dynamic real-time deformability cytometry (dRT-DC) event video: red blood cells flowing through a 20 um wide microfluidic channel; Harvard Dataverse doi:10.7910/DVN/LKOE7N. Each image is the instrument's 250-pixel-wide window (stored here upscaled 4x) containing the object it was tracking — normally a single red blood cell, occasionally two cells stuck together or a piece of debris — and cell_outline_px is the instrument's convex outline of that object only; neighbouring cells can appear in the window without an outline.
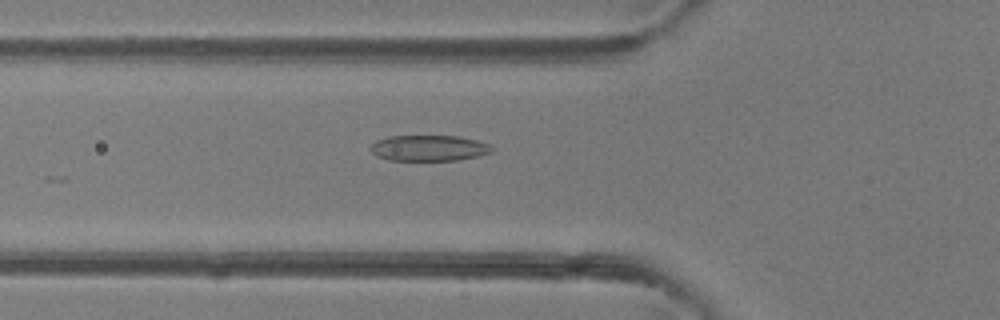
{"species": "common noctule bat (a hibernating species)", "species_latin": "Nyctalus noctula", "temperature_condition": "room temperature", "stored_images_in_passage": 39, "camera_frame_rate_fps": 3000, "um_per_image_px": 0.085, "animal": {"sex": "female"}, "frame": {"image": 1, "passage_image": 8, "time_ms": 2.333, "image_size_px": [1000, 320], "cell_outline_px": [[496, 148], [492, 152], [480, 156], [456, 160], [388, 160], [376, 156], [368, 148], [376, 140], [388, 136], [460, 136], [476, 140], [488, 144]], "centroid_in_image_um": [36.46, 12.58], "position_along_channel_um": 89.3, "area_um2": 18.44}}
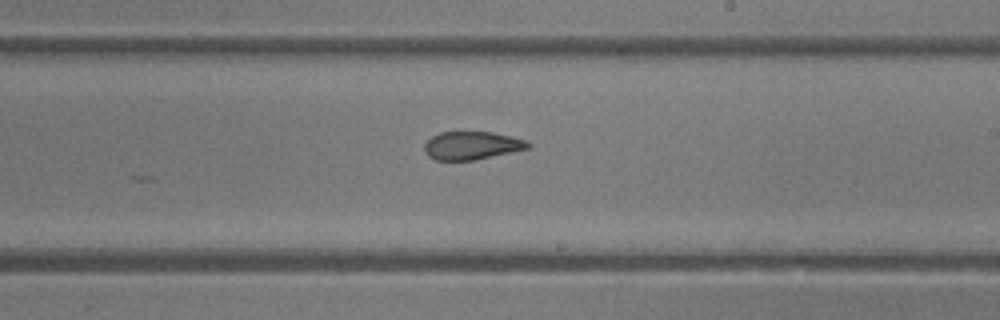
{"frame": {"image": 2, "passage_image": 19, "time_ms": 6.0, "image_size_px": [1000, 320], "cell_outline_px": [[532, 148], [476, 160], [436, 160], [428, 156], [424, 152], [424, 144], [432, 136], [440, 132], [492, 132], [512, 136], [524, 140], [532, 144]], "centroid_in_image_um": [40.13, 12.37], "position_along_channel_um": 248.9, "area_um2": 17.17}}
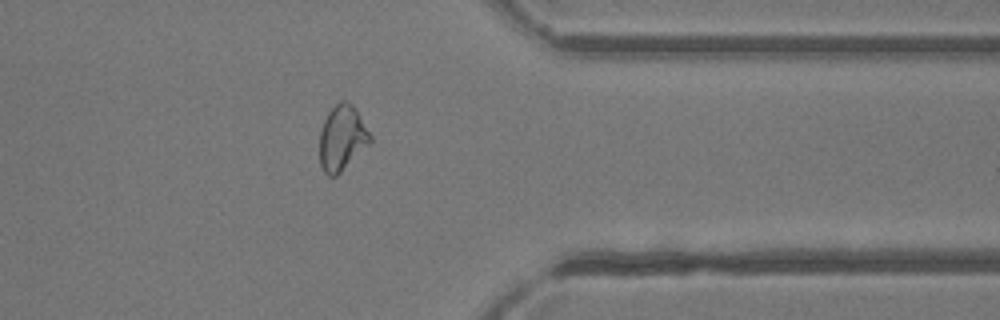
{"frame": {"image": 3, "passage_image": 29, "time_ms": 9.333, "image_size_px": [1000, 320], "cell_outline_px": [[372, 140], [336, 176], [328, 176], [324, 172], [320, 164], [320, 132], [324, 120], [328, 112], [340, 100], [344, 100], [352, 104], [356, 108], [372, 136]], "centroid_in_image_um": [29.07, 11.7], "position_along_channel_um": 382.3, "area_um2": 19.02}, "authors_computed_cell_mechanics": {"area_um2": 18.785, "velocity_mm_per_s": 4.3335, "shape_relaxation_time_tau1_ms": 9.1292, "shape_relaxation_time_tau2_ms": 1.4057, "deformation_change_tau1": 0.2522, "deformation_change_tau2": 0.0818}}